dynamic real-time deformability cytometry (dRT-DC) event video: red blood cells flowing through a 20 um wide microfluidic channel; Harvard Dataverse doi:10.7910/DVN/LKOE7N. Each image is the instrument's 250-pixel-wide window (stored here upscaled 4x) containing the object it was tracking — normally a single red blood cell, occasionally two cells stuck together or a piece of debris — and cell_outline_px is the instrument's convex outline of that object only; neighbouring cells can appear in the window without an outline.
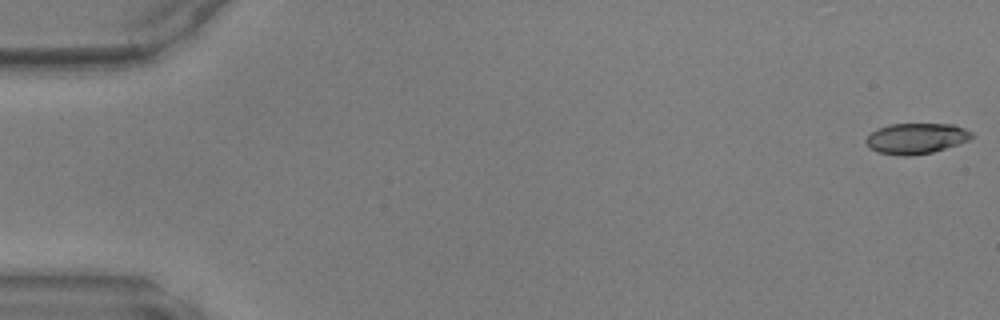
{"species": "common noctule bat (a hibernating species)", "species_latin": "Nyctalus noctula", "temperature_condition": "warm", "stored_images_in_passage": 48, "camera_frame_rate_fps": 3000, "um_per_image_px": 0.085, "animal": {"sex": "male", "body_mass_g": 17.9, "forearm_length_mm": 54.2}, "frame": {"image": 1, "passage_image": 1, "time_ms": 0.0, "image_size_px": [1000, 320], "cell_outline_px": [[972, 136], [968, 140], [932, 152], [908, 156], [900, 156], [876, 152], [868, 148], [864, 140], [872, 132], [880, 128], [892, 124], [956, 124], [972, 132]], "centroid_in_image_um": [77.84, 11.77], "position_along_channel_um": 7.2, "area_um2": 18.79}}
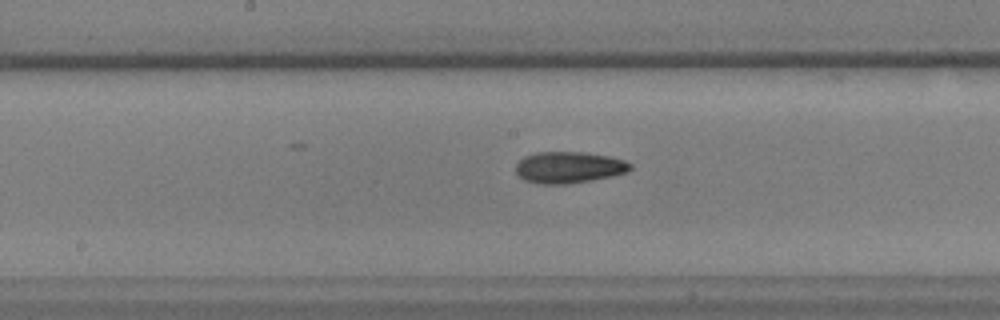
{"frame": {"image": 2, "passage_image": 25, "time_ms": 8.0, "image_size_px": [1000, 320], "cell_outline_px": [[632, 168], [628, 172], [612, 176], [592, 180], [568, 184], [544, 184], [524, 180], [516, 172], [516, 164], [524, 156], [536, 152], [584, 152], [608, 156], [624, 160], [632, 164]], "centroid_in_image_um": [48.37, 14.22], "position_along_channel_um": 199.8, "area_um2": 21.04}}
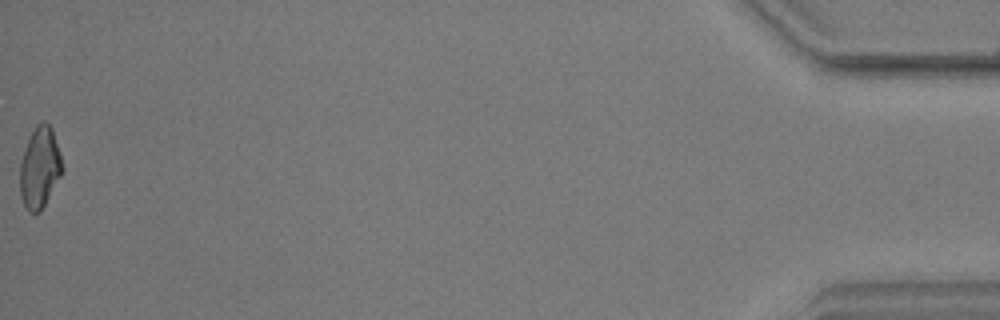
{"frame": {"image": 3, "passage_image": 48, "time_ms": 15.667, "image_size_px": [1000, 320], "cell_outline_px": [[64, 168], [60, 176], [40, 212], [28, 212], [20, 196], [20, 164], [24, 148], [36, 124], [44, 120], [52, 128], [60, 152]], "centroid_in_image_um": [3.38, 14.23], "position_along_channel_um": 431.8, "area_um2": 19.94}}